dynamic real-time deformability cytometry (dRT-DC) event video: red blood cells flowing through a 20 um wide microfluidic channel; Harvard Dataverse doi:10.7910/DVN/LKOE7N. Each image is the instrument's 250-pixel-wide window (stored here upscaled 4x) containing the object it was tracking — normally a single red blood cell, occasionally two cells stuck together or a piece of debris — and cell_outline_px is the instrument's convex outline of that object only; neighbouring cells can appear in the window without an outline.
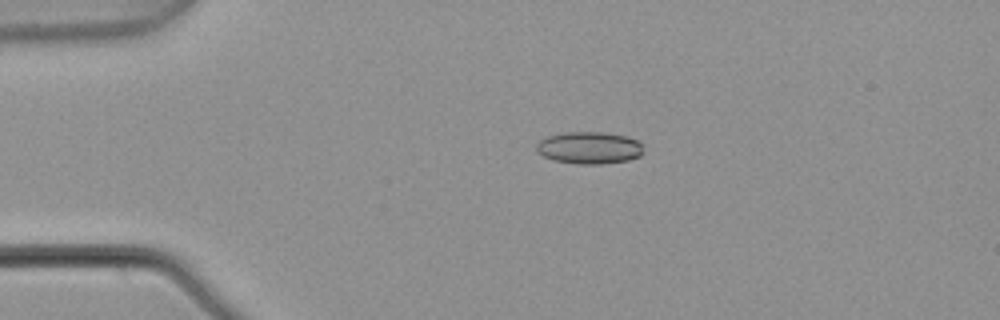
{"species": "common noctule bat (a hibernating species)", "species_latin": "Nyctalus noctula", "temperature_condition": "warm", "stored_images_in_passage": 4, "camera_frame_rate_fps": 3000, "um_per_image_px": 0.085, "animal": {"sex": "male", "body_mass_g": 21.5, "forearm_length_mm": 52.0}, "frame": {"image": 1, "passage_image": 3, "time_ms": 0.667, "image_size_px": [1000, 320], "cell_outline_px": [[644, 152], [640, 156], [628, 160], [600, 164], [580, 164], [552, 160], [544, 156], [536, 148], [536, 144], [540, 140], [548, 136], [564, 132], [604, 132], [628, 136], [644, 144]], "centroid_in_image_um": [50.14, 12.55], "position_along_channel_um": 34.9, "area_um2": 20.17}}